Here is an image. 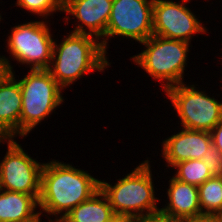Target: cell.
Returning <instances> with one entry per match:
<instances>
[{"mask_svg":"<svg viewBox=\"0 0 222 222\" xmlns=\"http://www.w3.org/2000/svg\"><path fill=\"white\" fill-rule=\"evenodd\" d=\"M216 222H222V210L213 216Z\"/></svg>","mask_w":222,"mask_h":222,"instance_id":"25","label":"cell"},{"mask_svg":"<svg viewBox=\"0 0 222 222\" xmlns=\"http://www.w3.org/2000/svg\"><path fill=\"white\" fill-rule=\"evenodd\" d=\"M60 222H125L113 212L107 196L97 191L66 214Z\"/></svg>","mask_w":222,"mask_h":222,"instance_id":"16","label":"cell"},{"mask_svg":"<svg viewBox=\"0 0 222 222\" xmlns=\"http://www.w3.org/2000/svg\"><path fill=\"white\" fill-rule=\"evenodd\" d=\"M212 144L222 152V120L210 131Z\"/></svg>","mask_w":222,"mask_h":222,"instance_id":"21","label":"cell"},{"mask_svg":"<svg viewBox=\"0 0 222 222\" xmlns=\"http://www.w3.org/2000/svg\"><path fill=\"white\" fill-rule=\"evenodd\" d=\"M177 1L154 0L153 35L192 44L191 41L196 34H207L209 28H206L202 20H199L200 17L187 7L191 0Z\"/></svg>","mask_w":222,"mask_h":222,"instance_id":"10","label":"cell"},{"mask_svg":"<svg viewBox=\"0 0 222 222\" xmlns=\"http://www.w3.org/2000/svg\"><path fill=\"white\" fill-rule=\"evenodd\" d=\"M15 74L9 72L0 82V139L20 137L22 93Z\"/></svg>","mask_w":222,"mask_h":222,"instance_id":"14","label":"cell"},{"mask_svg":"<svg viewBox=\"0 0 222 222\" xmlns=\"http://www.w3.org/2000/svg\"><path fill=\"white\" fill-rule=\"evenodd\" d=\"M143 160L130 173L116 179L115 183L100 180V189L107 196L115 215L125 222H138L159 215L161 205L155 197L157 187L150 161ZM156 188V190H155ZM156 194V195H155ZM159 204V206H158Z\"/></svg>","mask_w":222,"mask_h":222,"instance_id":"2","label":"cell"},{"mask_svg":"<svg viewBox=\"0 0 222 222\" xmlns=\"http://www.w3.org/2000/svg\"><path fill=\"white\" fill-rule=\"evenodd\" d=\"M9 73L4 55H0V82L6 77Z\"/></svg>","mask_w":222,"mask_h":222,"instance_id":"23","label":"cell"},{"mask_svg":"<svg viewBox=\"0 0 222 222\" xmlns=\"http://www.w3.org/2000/svg\"><path fill=\"white\" fill-rule=\"evenodd\" d=\"M14 4L16 8L19 7L22 11L24 9L25 12L28 11L33 16L35 14L39 19L48 21L54 18L53 14L62 12V7L55 0H17Z\"/></svg>","mask_w":222,"mask_h":222,"instance_id":"19","label":"cell"},{"mask_svg":"<svg viewBox=\"0 0 222 222\" xmlns=\"http://www.w3.org/2000/svg\"><path fill=\"white\" fill-rule=\"evenodd\" d=\"M172 168L175 171L172 173L175 179L197 187L213 177L204 161L199 159L181 161Z\"/></svg>","mask_w":222,"mask_h":222,"instance_id":"18","label":"cell"},{"mask_svg":"<svg viewBox=\"0 0 222 222\" xmlns=\"http://www.w3.org/2000/svg\"><path fill=\"white\" fill-rule=\"evenodd\" d=\"M100 180L71 163L56 159L45 162L39 197L41 217L45 215L49 222H60L73 208L100 190Z\"/></svg>","mask_w":222,"mask_h":222,"instance_id":"1","label":"cell"},{"mask_svg":"<svg viewBox=\"0 0 222 222\" xmlns=\"http://www.w3.org/2000/svg\"><path fill=\"white\" fill-rule=\"evenodd\" d=\"M182 222H216V220L213 217L204 216L197 219L183 220Z\"/></svg>","mask_w":222,"mask_h":222,"instance_id":"24","label":"cell"},{"mask_svg":"<svg viewBox=\"0 0 222 222\" xmlns=\"http://www.w3.org/2000/svg\"><path fill=\"white\" fill-rule=\"evenodd\" d=\"M202 217H213L222 210V176H213L198 186Z\"/></svg>","mask_w":222,"mask_h":222,"instance_id":"17","label":"cell"},{"mask_svg":"<svg viewBox=\"0 0 222 222\" xmlns=\"http://www.w3.org/2000/svg\"><path fill=\"white\" fill-rule=\"evenodd\" d=\"M112 3L113 0H68L62 8V13L67 14L63 22L66 25L74 23L70 32L88 34L101 42L106 35ZM70 19L74 22H70Z\"/></svg>","mask_w":222,"mask_h":222,"instance_id":"11","label":"cell"},{"mask_svg":"<svg viewBox=\"0 0 222 222\" xmlns=\"http://www.w3.org/2000/svg\"><path fill=\"white\" fill-rule=\"evenodd\" d=\"M154 0H113L101 46L108 54L110 38L122 37L139 44L153 35Z\"/></svg>","mask_w":222,"mask_h":222,"instance_id":"8","label":"cell"},{"mask_svg":"<svg viewBox=\"0 0 222 222\" xmlns=\"http://www.w3.org/2000/svg\"><path fill=\"white\" fill-rule=\"evenodd\" d=\"M3 18H2V14L0 13V23L2 22Z\"/></svg>","mask_w":222,"mask_h":222,"instance_id":"27","label":"cell"},{"mask_svg":"<svg viewBox=\"0 0 222 222\" xmlns=\"http://www.w3.org/2000/svg\"><path fill=\"white\" fill-rule=\"evenodd\" d=\"M18 80L22 93L20 139H24L65 103V97L47 69L29 70Z\"/></svg>","mask_w":222,"mask_h":222,"instance_id":"5","label":"cell"},{"mask_svg":"<svg viewBox=\"0 0 222 222\" xmlns=\"http://www.w3.org/2000/svg\"><path fill=\"white\" fill-rule=\"evenodd\" d=\"M141 52L130 57V61L158 81L165 92L168 88L184 83L185 71L192 44L152 35L140 43Z\"/></svg>","mask_w":222,"mask_h":222,"instance_id":"4","label":"cell"},{"mask_svg":"<svg viewBox=\"0 0 222 222\" xmlns=\"http://www.w3.org/2000/svg\"><path fill=\"white\" fill-rule=\"evenodd\" d=\"M55 1L63 8L68 0H55Z\"/></svg>","mask_w":222,"mask_h":222,"instance_id":"26","label":"cell"},{"mask_svg":"<svg viewBox=\"0 0 222 222\" xmlns=\"http://www.w3.org/2000/svg\"><path fill=\"white\" fill-rule=\"evenodd\" d=\"M138 222H182V221L173 220L170 218H165V217H162L161 215H156V216H152V217H147V218L140 220Z\"/></svg>","mask_w":222,"mask_h":222,"instance_id":"22","label":"cell"},{"mask_svg":"<svg viewBox=\"0 0 222 222\" xmlns=\"http://www.w3.org/2000/svg\"><path fill=\"white\" fill-rule=\"evenodd\" d=\"M178 132L162 140L161 156L166 162L164 167L172 168L175 164L190 160H202L212 144L210 132L180 128Z\"/></svg>","mask_w":222,"mask_h":222,"instance_id":"12","label":"cell"},{"mask_svg":"<svg viewBox=\"0 0 222 222\" xmlns=\"http://www.w3.org/2000/svg\"><path fill=\"white\" fill-rule=\"evenodd\" d=\"M39 197L0 189V222H45L37 209Z\"/></svg>","mask_w":222,"mask_h":222,"instance_id":"15","label":"cell"},{"mask_svg":"<svg viewBox=\"0 0 222 222\" xmlns=\"http://www.w3.org/2000/svg\"><path fill=\"white\" fill-rule=\"evenodd\" d=\"M62 40L54 39L52 60L48 71L56 82L67 89L92 72H105L111 67L101 42L88 34L66 33Z\"/></svg>","mask_w":222,"mask_h":222,"instance_id":"3","label":"cell"},{"mask_svg":"<svg viewBox=\"0 0 222 222\" xmlns=\"http://www.w3.org/2000/svg\"><path fill=\"white\" fill-rule=\"evenodd\" d=\"M166 186L167 202L160 206L159 215L173 220L183 221L202 217L198 187L183 183L169 176Z\"/></svg>","mask_w":222,"mask_h":222,"instance_id":"13","label":"cell"},{"mask_svg":"<svg viewBox=\"0 0 222 222\" xmlns=\"http://www.w3.org/2000/svg\"><path fill=\"white\" fill-rule=\"evenodd\" d=\"M185 83L164 92L176 110L181 128L210 132L222 120V100L199 89L197 84Z\"/></svg>","mask_w":222,"mask_h":222,"instance_id":"7","label":"cell"},{"mask_svg":"<svg viewBox=\"0 0 222 222\" xmlns=\"http://www.w3.org/2000/svg\"><path fill=\"white\" fill-rule=\"evenodd\" d=\"M51 20H30L9 28L8 37L5 40L6 52L9 56L4 58L9 69V72H14V65L16 63L25 65L30 70L48 69L53 53L54 35L51 32ZM27 22V23H26ZM11 58V59H10Z\"/></svg>","mask_w":222,"mask_h":222,"instance_id":"6","label":"cell"},{"mask_svg":"<svg viewBox=\"0 0 222 222\" xmlns=\"http://www.w3.org/2000/svg\"><path fill=\"white\" fill-rule=\"evenodd\" d=\"M202 160L213 176H222V152L211 144Z\"/></svg>","mask_w":222,"mask_h":222,"instance_id":"20","label":"cell"},{"mask_svg":"<svg viewBox=\"0 0 222 222\" xmlns=\"http://www.w3.org/2000/svg\"><path fill=\"white\" fill-rule=\"evenodd\" d=\"M1 143L7 144V151L0 160V189L40 195L44 163L31 157L27 150L25 152L17 138L1 139Z\"/></svg>","mask_w":222,"mask_h":222,"instance_id":"9","label":"cell"}]
</instances>
